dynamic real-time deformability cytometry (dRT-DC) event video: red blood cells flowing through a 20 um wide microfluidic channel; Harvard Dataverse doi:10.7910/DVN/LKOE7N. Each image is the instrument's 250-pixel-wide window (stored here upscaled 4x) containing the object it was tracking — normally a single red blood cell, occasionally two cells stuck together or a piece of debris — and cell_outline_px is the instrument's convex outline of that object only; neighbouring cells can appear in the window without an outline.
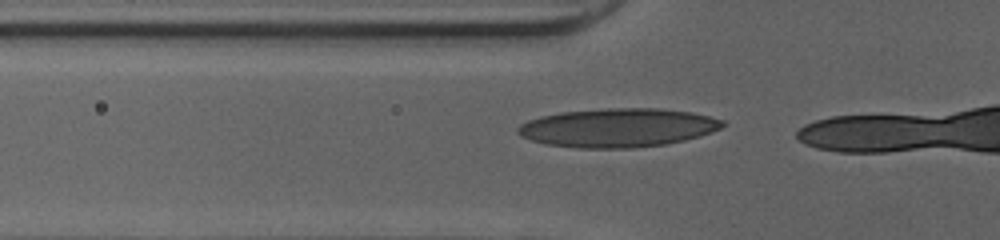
{"species": "human", "species_latin": "Homo sapiens", "temperature_condition": "cold", "stored_images_in_passage": 13, "camera_frame_rate_fps": 3000, "um_per_image_px": 0.085, "donor": {"sex": "female"}, "frame": {"image": 1, "passage_image": 10, "time_ms": 3.0, "image_size_px": [1000, 240], "cell_outline_px": [[728, 124], [712, 132], [700, 136], [684, 140], [664, 144], [632, 148], [580, 148], [544, 144], [520, 136], [516, 132], [516, 128], [520, 124], [528, 120], [540, 116], [560, 112], [608, 108], [660, 108], [692, 112], [724, 120]], "centroid_in_image_um": [52.51, 10.85], "position_along_channel_um": 73.3, "area_um2": 46.47}}